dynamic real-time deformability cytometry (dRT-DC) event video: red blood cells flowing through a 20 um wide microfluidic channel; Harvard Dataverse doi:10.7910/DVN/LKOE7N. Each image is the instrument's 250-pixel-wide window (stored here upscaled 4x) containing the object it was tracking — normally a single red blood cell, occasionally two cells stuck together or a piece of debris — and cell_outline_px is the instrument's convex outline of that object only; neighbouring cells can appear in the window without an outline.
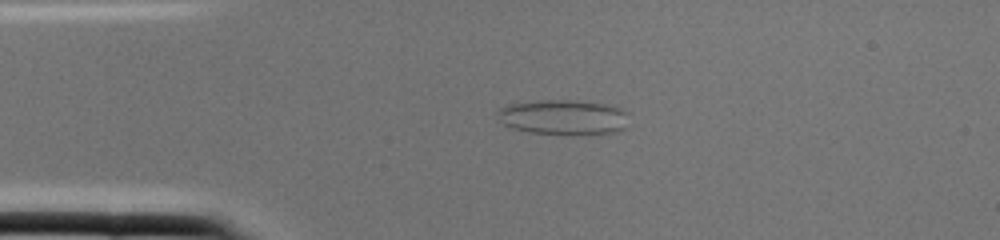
{"species": "common noctule bat (a hibernating species)", "species_latin": "Nyctalus noctula", "temperature_condition": "cold", "stored_images_in_passage": 1, "camera_frame_rate_fps": 3000, "um_per_image_px": 0.085, "animal": {"sex": "female", "body_mass_g": 22.0, "forearm_length_mm": 56.7}, "frame": {"image": 1, "passage_image": 1, "time_ms": 0.0, "image_size_px": [1000, 240], "cell_outline_px": [[628, 112], [624, 128], [616, 132], [528, 132], [512, 128], [504, 124], [500, 120], [496, 112], [500, 108], [512, 104], [540, 100], [572, 100], [604, 104], [620, 108]], "centroid_in_image_um": [47.85, 9.92], "position_along_channel_um": 37.1, "area_um2": 25.78}}